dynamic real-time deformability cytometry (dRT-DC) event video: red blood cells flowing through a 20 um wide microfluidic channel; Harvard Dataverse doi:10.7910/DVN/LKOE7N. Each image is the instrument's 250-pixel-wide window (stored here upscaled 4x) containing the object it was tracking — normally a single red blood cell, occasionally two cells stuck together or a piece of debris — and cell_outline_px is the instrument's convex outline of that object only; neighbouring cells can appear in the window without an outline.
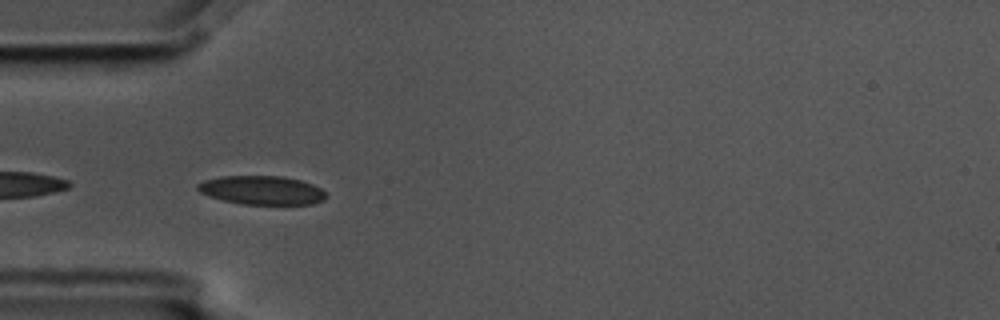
{"species": "common noctule bat (a hibernating species)", "species_latin": "Nyctalus noctula", "temperature_condition": "cold", "stored_images_in_passage": 5, "camera_frame_rate_fps": 3000, "um_per_image_px": 0.085, "animal": {"sex": "male", "body_mass_g": 17.5, "forearm_length_mm": 52.3}, "frame": {"image": 1, "passage_image": 5, "time_ms": 1.333, "image_size_px": [1000, 320], "cell_outline_px": [[328, 196], [324, 200], [312, 204], [244, 204], [224, 200], [208, 196], [200, 192], [196, 188], [196, 184], [204, 180], [220, 176], [284, 176], [300, 180], [312, 184], [320, 188]], "centroid_in_image_um": [22.25, 16.16], "position_along_channel_um": 62.8, "area_um2": 21.56}}